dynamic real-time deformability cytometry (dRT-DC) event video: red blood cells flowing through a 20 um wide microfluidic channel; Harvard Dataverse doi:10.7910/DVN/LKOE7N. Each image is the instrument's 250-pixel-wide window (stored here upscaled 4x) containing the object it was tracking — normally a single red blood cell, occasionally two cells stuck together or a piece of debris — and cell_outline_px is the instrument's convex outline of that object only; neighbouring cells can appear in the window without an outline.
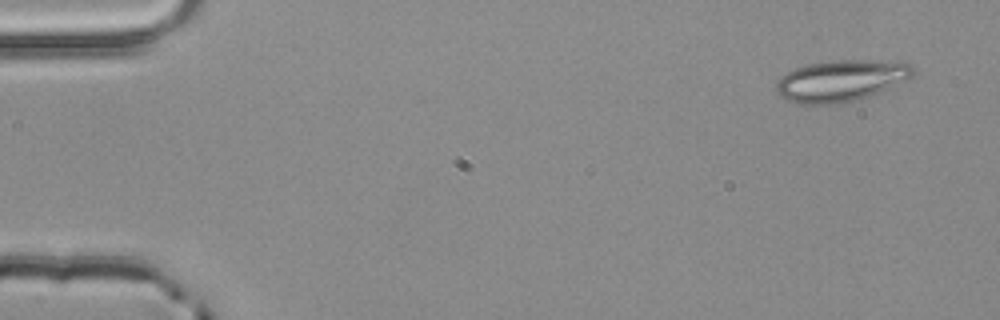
{"species": "common noctule bat (a hibernating species)", "species_latin": "Nyctalus noctula", "temperature_condition": "room temperature", "stored_images_in_passage": 4, "camera_frame_rate_fps": 3000, "um_per_image_px": 0.085, "animal": {"sex": "male", "body_mass_g": 20.4}, "frame": {"image": 1, "passage_image": 1, "time_ms": 0.0, "image_size_px": [1000, 320], "cell_outline_px": [[916, 72], [912, 76], [860, 100], [832, 104], [800, 104], [784, 100], [776, 92], [776, 80], [780, 76], [804, 64], [836, 60], [872, 60], [908, 64], [916, 68]], "centroid_in_image_um": [71.4, 6.87], "position_along_channel_um": 13.6, "area_um2": 32.95}}